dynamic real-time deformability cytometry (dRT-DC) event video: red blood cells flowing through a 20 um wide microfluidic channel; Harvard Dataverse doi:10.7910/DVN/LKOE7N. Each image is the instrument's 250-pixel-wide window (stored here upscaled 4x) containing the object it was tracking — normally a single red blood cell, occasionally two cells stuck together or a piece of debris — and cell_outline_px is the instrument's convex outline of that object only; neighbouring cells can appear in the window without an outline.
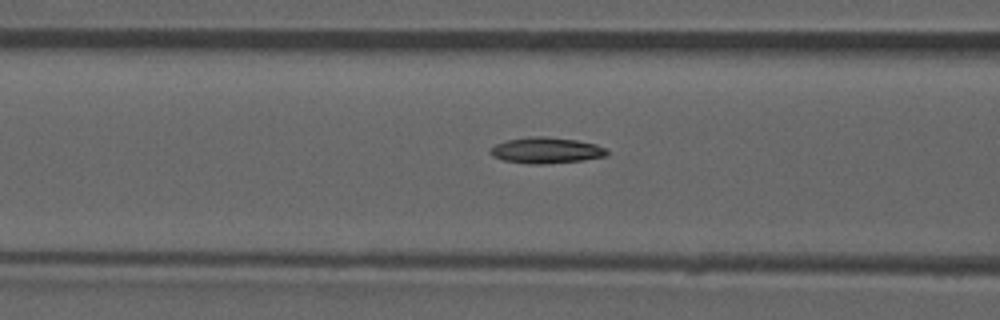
{"species": "common noctule bat (a hibernating species)", "species_latin": "Nyctalus noctula", "temperature_condition": "room temperature", "stored_images_in_passage": 23, "camera_frame_rate_fps": 3000, "um_per_image_px": 0.085, "animal": {"sex": "male", "forearm_length_mm": 52.5}, "frame": {"image": 1, "passage_image": 22, "time_ms": 7.0, "image_size_px": [1000, 320], "cell_outline_px": [[608, 152], [604, 156], [584, 160], [544, 164], [528, 164], [504, 160], [492, 156], [488, 152], [496, 144], [508, 140], [532, 136], [544, 136], [576, 140], [596, 144], [604, 148]], "centroid_in_image_um": [46.4, 12.78], "position_along_channel_um": 120.2, "area_um2": 17.51}}